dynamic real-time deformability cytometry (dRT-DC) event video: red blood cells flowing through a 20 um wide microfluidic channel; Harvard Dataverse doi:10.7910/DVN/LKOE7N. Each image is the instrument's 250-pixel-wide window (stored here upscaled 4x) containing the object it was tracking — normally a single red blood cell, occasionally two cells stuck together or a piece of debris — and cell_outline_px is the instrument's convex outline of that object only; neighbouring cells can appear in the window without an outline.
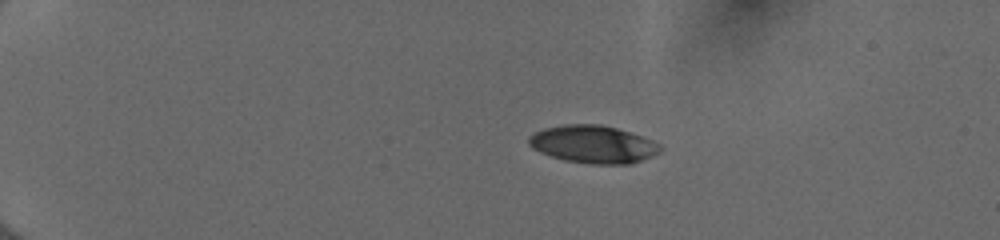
{"species": "human", "species_latin": "Homo sapiens", "temperature_condition": "cold", "stored_images_in_passage": 42, "camera_frame_rate_fps": 3000, "um_per_image_px": 0.085, "donor": {"sex": "female"}, "frame": {"image": 1, "passage_image": 1, "time_ms": 0.0, "image_size_px": [1000, 240], "cell_outline_px": [[664, 148], [660, 152], [640, 160], [628, 164], [592, 164], [564, 160], [540, 152], [532, 148], [528, 144], [528, 136], [544, 128], [564, 124], [600, 124], [616, 128], [652, 140], [660, 144]], "centroid_in_image_um": [50.4, 12.26], "position_along_channel_um": 34.6, "area_um2": 28.73}}
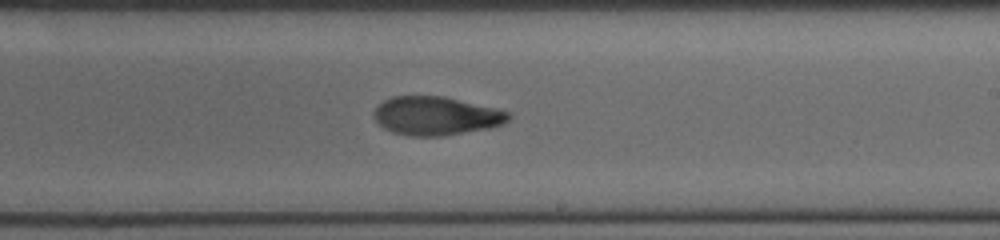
{"frame": {"image": 2, "passage_image": 24, "time_ms": 7.667, "image_size_px": [1000, 240], "cell_outline_px": [[512, 116], [504, 124], [488, 128], [444, 136], [408, 136], [392, 132], [384, 128], [376, 120], [372, 112], [384, 100], [392, 96], [444, 96], [496, 108], [512, 112]], "centroid_in_image_um": [37.09, 9.85], "position_along_channel_um": 251.9, "area_um2": 30.4}}
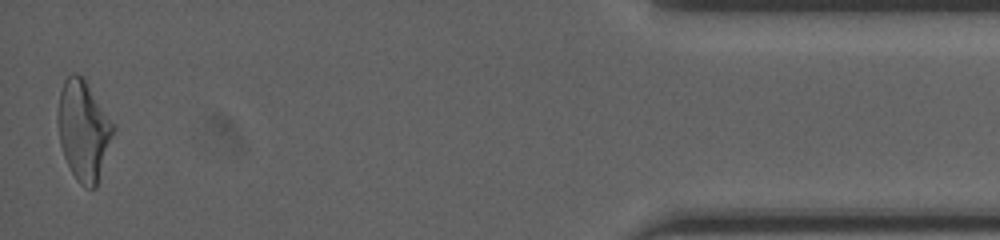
{"frame": {"image": 3, "passage_image": 42, "time_ms": 13.667, "image_size_px": [1000, 240], "cell_outline_px": [[116, 128], [96, 188], [84, 188], [76, 180], [64, 156], [60, 144], [56, 120], [60, 92], [64, 80], [72, 72], [76, 72], [84, 80], [116, 124]], "centroid_in_image_um": [7.1, 11.09], "position_along_channel_um": 428.1, "area_um2": 32.48}, "authors_computed_cell_mechanics": {"area_um2": 30.6918, "velocity_mm_per_s": 4.0107, "shape_relaxation_time_tau1_ms": 6.2783, "shape_relaxation_time_tau2_ms": 4.0058, "deformation_change_tau1": 0.208, "deformation_change_tau2": 0.0954}}